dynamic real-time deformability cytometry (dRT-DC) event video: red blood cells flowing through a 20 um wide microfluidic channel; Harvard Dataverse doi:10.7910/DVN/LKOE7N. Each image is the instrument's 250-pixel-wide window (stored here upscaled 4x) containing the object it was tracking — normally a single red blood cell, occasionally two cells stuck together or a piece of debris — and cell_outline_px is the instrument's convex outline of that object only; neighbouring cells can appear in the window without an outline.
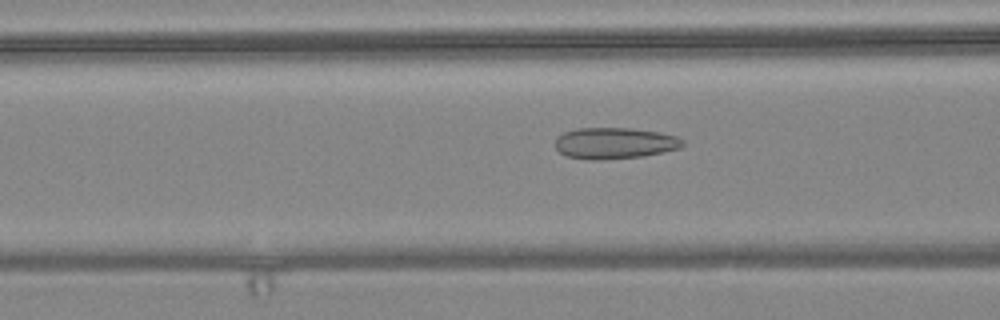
{"species": "common noctule bat (a hibernating species)", "species_latin": "Nyctalus noctula", "temperature_condition": "warm", "stored_images_in_passage": 56, "camera_frame_rate_fps": 3000, "um_per_image_px": 0.085, "animal": {"sex": "female", "body_mass_g": 24.6, "forearm_length_mm": 56.2}, "frame": {"image": 1, "passage_image": 21, "time_ms": 6.667, "image_size_px": [1000, 320], "cell_outline_px": [[684, 144], [680, 148], [664, 152], [644, 156], [596, 160], [588, 160], [568, 156], [560, 152], [556, 148], [556, 136], [564, 132], [576, 128], [632, 128], [660, 132], [676, 136], [684, 140]], "centroid_in_image_um": [52.25, 12.16], "position_along_channel_um": 114.3, "area_um2": 23.35}}
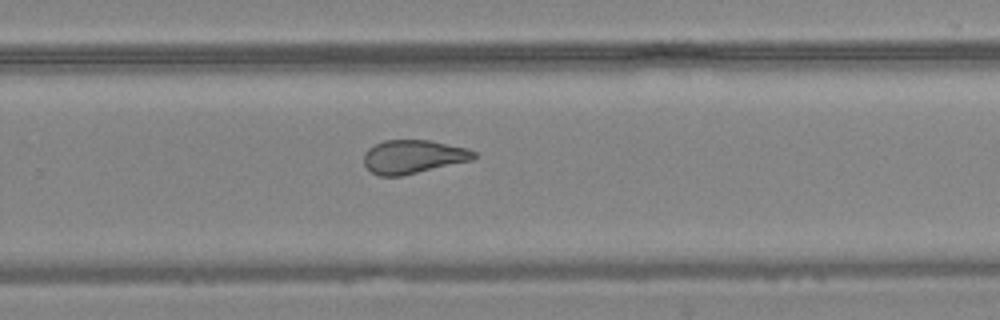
{"frame": {"image": 2, "passage_image": 36, "time_ms": 11.667, "image_size_px": [1000, 320], "cell_outline_px": [[476, 156], [472, 160], [400, 176], [380, 176], [372, 172], [364, 164], [364, 152], [368, 148], [384, 140], [428, 140], [468, 148], [476, 152]], "centroid_in_image_um": [35.11, 13.31], "position_along_channel_um": 294.7, "area_um2": 21.39}}
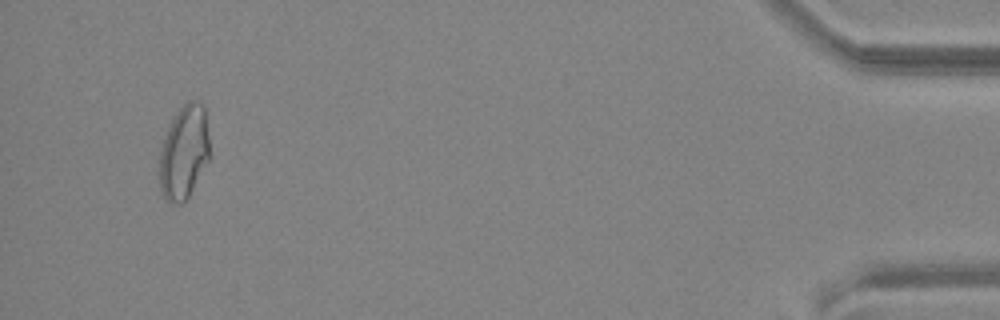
{"frame": {"image": 3, "passage_image": 53, "time_ms": 17.333, "image_size_px": [1000, 320], "cell_outline_px": [[208, 160], [188, 196], [180, 204], [172, 204], [164, 196], [160, 188], [160, 148], [168, 124], [180, 108], [188, 100], [196, 100], [204, 104], [208, 136]], "centroid_in_image_um": [15.62, 12.9], "position_along_channel_um": 419.6, "area_um2": 27.11}, "authors_computed_cell_mechanics": {"area_um2": 23.9003, "velocity_mm_per_s": 3.6144, "shape_relaxation_time_tau1_ms": null, "shape_relaxation_time_tau2_ms": 1.5435, "deformation_change_tau1": null, "deformation_change_tau2": 0.0794}}